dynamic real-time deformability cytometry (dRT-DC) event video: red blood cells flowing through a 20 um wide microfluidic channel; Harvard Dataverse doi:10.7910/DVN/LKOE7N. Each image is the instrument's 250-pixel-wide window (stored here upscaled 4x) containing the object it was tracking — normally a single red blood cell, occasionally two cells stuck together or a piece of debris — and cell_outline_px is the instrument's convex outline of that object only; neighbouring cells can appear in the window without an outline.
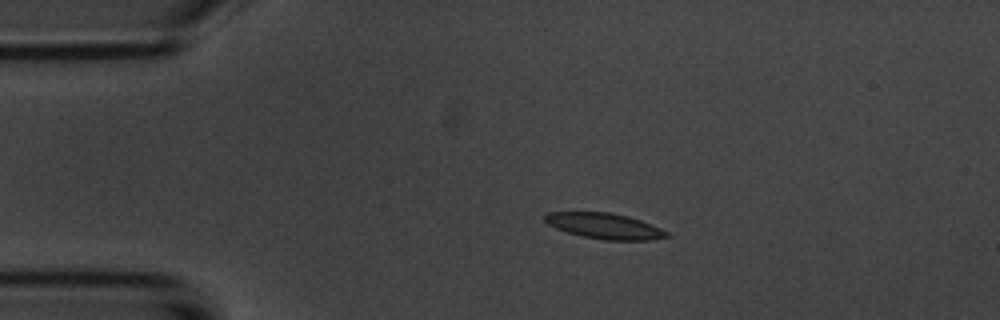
{"species": "common noctule bat (a hibernating species)", "species_latin": "Nyctalus noctula", "temperature_condition": "room temperature", "stored_images_in_passage": 3, "camera_frame_rate_fps": 3000, "um_per_image_px": 0.085, "animal": {"sex": "male", "body_mass_g": 20.1, "forearm_length_mm": 53.5}, "frame": {"image": 1, "passage_image": 2, "time_ms": 1.333, "image_size_px": [1000, 320], "cell_outline_px": [[672, 236], [648, 240], [604, 240], [580, 236], [556, 228], [548, 224], [544, 220], [544, 216], [548, 212], [608, 212], [628, 216], [640, 220], [660, 228], [668, 232]], "centroid_in_image_um": [51.38, 19.21], "position_along_channel_um": 33.6, "area_um2": 18.21}}